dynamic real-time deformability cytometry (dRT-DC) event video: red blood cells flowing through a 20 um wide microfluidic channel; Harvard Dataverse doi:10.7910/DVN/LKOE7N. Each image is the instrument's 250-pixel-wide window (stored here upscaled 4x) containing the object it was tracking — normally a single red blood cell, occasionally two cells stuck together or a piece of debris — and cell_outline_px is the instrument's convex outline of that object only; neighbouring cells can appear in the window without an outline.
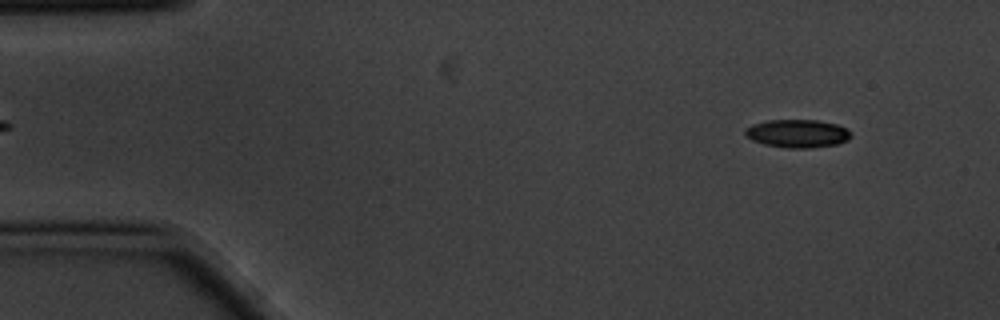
{"species": "common noctule bat (a hibernating species)", "species_latin": "Nyctalus noctula", "temperature_condition": "cold", "stored_images_in_passage": 4, "camera_frame_rate_fps": 3000, "um_per_image_px": 0.085, "animal": {"sex": "male", "body_mass_g": 20.1, "forearm_length_mm": 53.5}, "frame": {"image": 1, "passage_image": 1, "time_ms": 0.0, "image_size_px": [1000, 320], "cell_outline_px": [[852, 136], [848, 140], [836, 144], [812, 148], [788, 148], [764, 144], [752, 140], [744, 136], [744, 128], [752, 124], [768, 120], [816, 120], [836, 124], [848, 128], [852, 132]], "centroid_in_image_um": [67.78, 11.35], "position_along_channel_um": 17.2, "area_um2": 17.57}}